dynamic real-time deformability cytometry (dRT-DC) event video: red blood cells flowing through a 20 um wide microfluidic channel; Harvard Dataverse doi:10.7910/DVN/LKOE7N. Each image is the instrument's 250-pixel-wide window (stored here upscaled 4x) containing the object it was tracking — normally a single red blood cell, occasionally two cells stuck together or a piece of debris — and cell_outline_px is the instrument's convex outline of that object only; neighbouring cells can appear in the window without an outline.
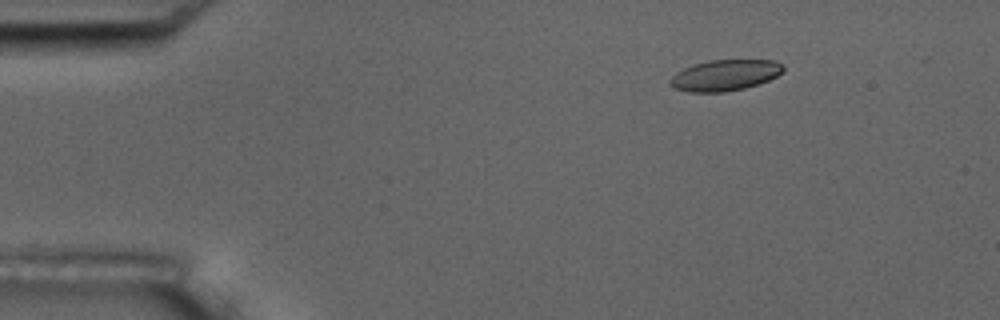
{"species": "common noctule bat (a hibernating species)", "species_latin": "Nyctalus noctula", "temperature_condition": "room temperature", "stored_images_in_passage": 7, "camera_frame_rate_fps": 3000, "um_per_image_px": 0.085, "animal": {"sex": "male", "body_mass_g": 17.5, "forearm_length_mm": 52.3}, "frame": {"image": 1, "passage_image": 3, "time_ms": 2.333, "image_size_px": [1000, 320], "cell_outline_px": [[784, 72], [768, 80], [744, 88], [724, 92], [688, 92], [672, 88], [668, 84], [668, 80], [676, 72], [692, 64], [708, 60], [776, 60], [784, 64]], "centroid_in_image_um": [61.59, 6.39], "position_along_channel_um": 23.4, "area_um2": 20.69}}
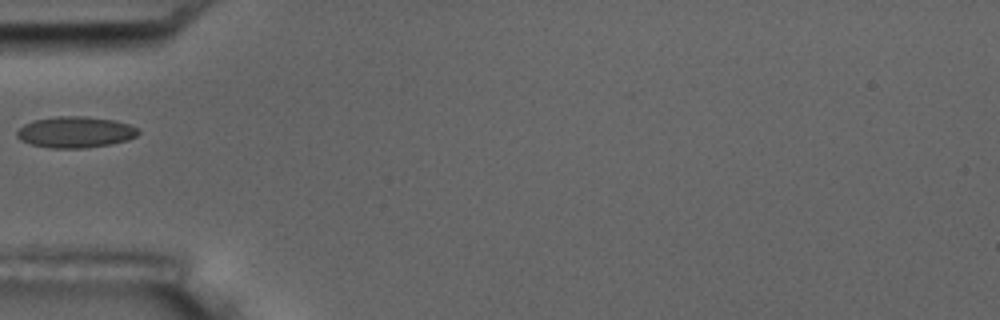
{"frame": {"image": 2, "passage_image": 6, "time_ms": 6.0, "image_size_px": [1000, 320], "cell_outline_px": [[140, 132], [136, 136], [128, 140], [112, 144], [84, 148], [52, 148], [32, 144], [20, 140], [16, 136], [16, 132], [24, 124], [32, 120], [56, 116], [88, 116], [116, 120], [128, 124], [136, 128]], "centroid_in_image_um": [6.41, 11.22], "position_along_channel_um": 78.6, "area_um2": 22.2}}